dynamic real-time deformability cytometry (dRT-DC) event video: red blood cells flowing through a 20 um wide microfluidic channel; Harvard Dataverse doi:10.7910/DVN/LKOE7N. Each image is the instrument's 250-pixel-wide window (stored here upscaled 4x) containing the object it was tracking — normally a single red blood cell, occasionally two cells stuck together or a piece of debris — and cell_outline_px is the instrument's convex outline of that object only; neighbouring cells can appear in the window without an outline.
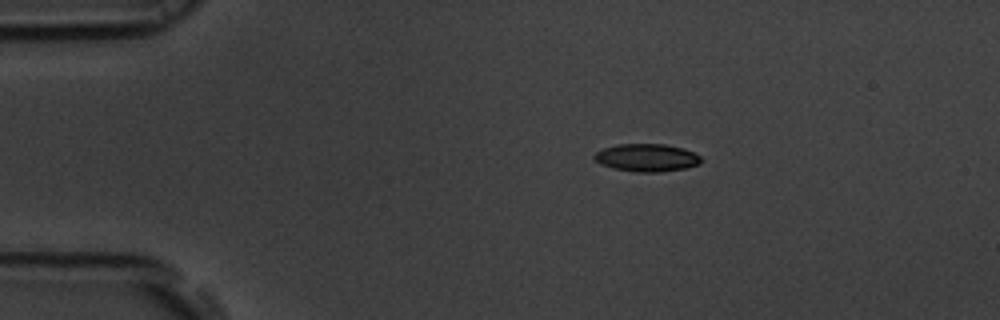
{"species": "common noctule bat (a hibernating species)", "species_latin": "Nyctalus noctula", "temperature_condition": "room temperature", "stored_images_in_passage": 45, "camera_frame_rate_fps": 3000, "um_per_image_px": 0.085, "animal": {"sex": "male", "body_mass_g": 19.5, "forearm_length_mm": 54.6}, "frame": {"image": 1, "passage_image": 1, "time_ms": 0.0, "image_size_px": [1000, 320], "cell_outline_px": [[704, 160], [700, 164], [684, 168], [660, 172], [636, 172], [612, 168], [600, 164], [592, 156], [596, 152], [604, 148], [616, 144], [664, 144], [684, 148], [700, 156]], "centroid_in_image_um": [54.98, 13.4], "position_along_channel_um": 30.0, "area_um2": 17.34}}
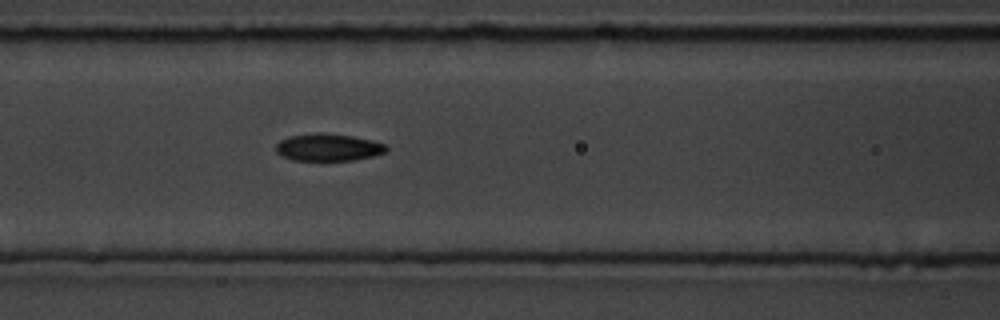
{"frame": {"image": 2, "passage_image": 14, "time_ms": 4.333, "image_size_px": [1000, 320], "cell_outline_px": [[388, 152], [356, 160], [292, 160], [276, 152], [276, 144], [280, 140], [288, 136], [316, 132], [324, 132], [352, 136], [372, 140], [384, 144], [388, 148]], "centroid_in_image_um": [27.91, 12.51], "position_along_channel_um": 138.7, "area_um2": 17.69}}
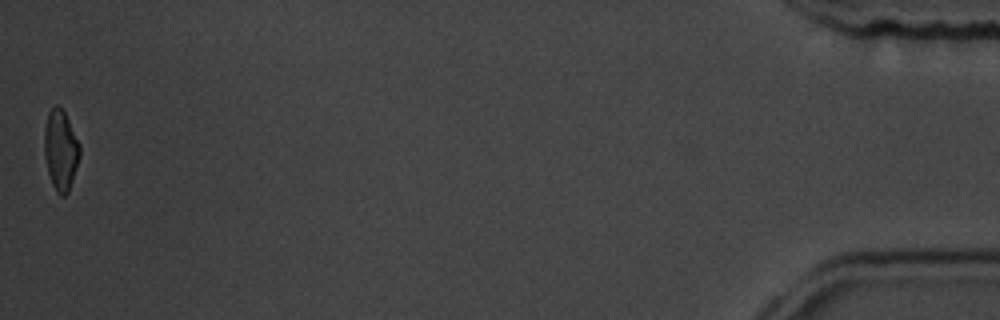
{"frame": {"image": 3, "passage_image": 45, "time_ms": 14.667, "image_size_px": [1000, 320], "cell_outline_px": [[80, 156], [68, 192], [64, 196], [60, 196], [56, 192], [52, 184], [48, 172], [44, 156], [44, 128], [48, 112], [56, 104], [64, 112], [80, 144]], "centroid_in_image_um": [5.14, 12.77], "position_along_channel_um": 430.1, "area_um2": 16.53}, "authors_computed_cell_mechanics": {"area_um2": 17.34, "velocity_mm_per_s": 3.7625, "shape_relaxation_time_tau1_ms": 2.911, "shape_relaxation_time_tau2_ms": 3.1813, "deformation_change_tau1": 0.1372, "deformation_change_tau2": 0.0925}}